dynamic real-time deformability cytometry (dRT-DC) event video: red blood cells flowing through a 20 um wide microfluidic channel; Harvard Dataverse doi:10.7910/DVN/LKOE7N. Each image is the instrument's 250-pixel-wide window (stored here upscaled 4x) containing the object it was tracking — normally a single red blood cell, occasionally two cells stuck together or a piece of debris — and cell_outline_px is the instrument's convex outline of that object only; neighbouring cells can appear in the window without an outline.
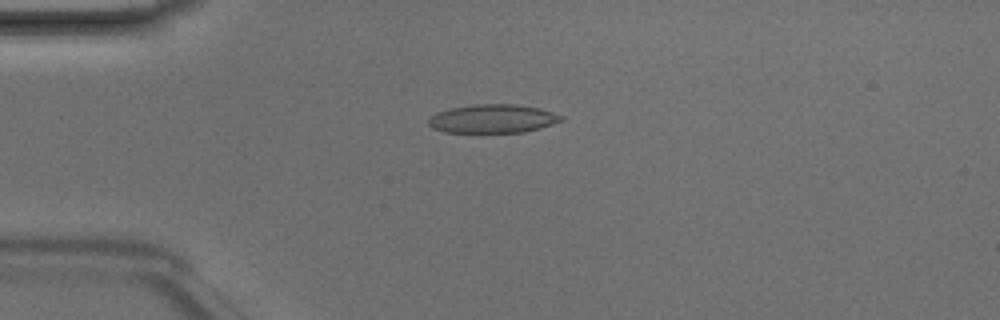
{"species": "Egyptian fruit bat (a non-hibernating species)", "species_latin": "Rousettus aegyptiacus", "temperature_condition": "room temperature", "stored_images_in_passage": 6, "camera_frame_rate_fps": 3000, "um_per_image_px": 0.085, "animal": {"sex": "male"}, "frame": {"image": 1, "passage_image": 4, "time_ms": 1.0, "image_size_px": [1000, 320], "cell_outline_px": [[564, 120], [540, 128], [524, 132], [444, 132], [432, 128], [428, 124], [428, 120], [436, 112], [448, 108], [476, 104], [516, 104], [540, 108], [564, 116]], "centroid_in_image_um": [41.89, 10.08], "position_along_channel_um": 43.1, "area_um2": 22.2}}